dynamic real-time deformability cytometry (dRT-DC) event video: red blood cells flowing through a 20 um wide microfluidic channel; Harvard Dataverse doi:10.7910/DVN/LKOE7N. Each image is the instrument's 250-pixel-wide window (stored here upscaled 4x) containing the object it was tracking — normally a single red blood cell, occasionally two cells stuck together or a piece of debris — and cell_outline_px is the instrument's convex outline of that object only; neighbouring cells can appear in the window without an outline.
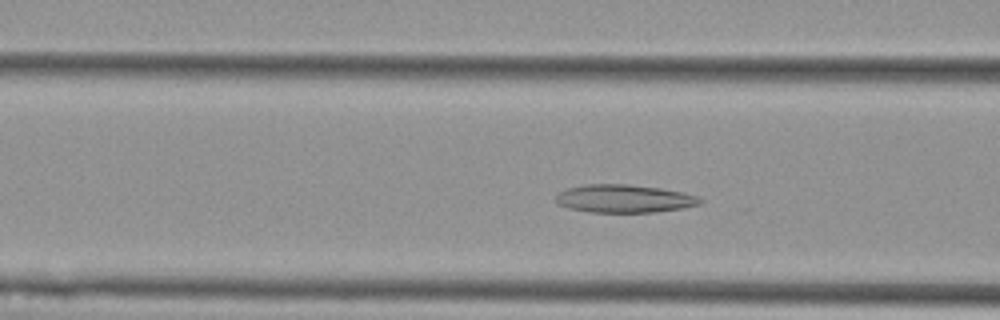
{"species": "Egyptian fruit bat (a non-hibernating species)", "species_latin": "Rousettus aegyptiacus", "temperature_condition": "cold", "stored_images_in_passage": 48, "camera_frame_rate_fps": 3000, "um_per_image_px": 0.085, "animal": {"sex": "female"}, "frame": {"image": 1, "passage_image": 15, "time_ms": 4.667, "image_size_px": [1000, 320], "cell_outline_px": [[704, 200], [700, 204], [684, 208], [656, 212], [588, 212], [568, 208], [560, 204], [556, 200], [556, 196], [560, 192], [568, 188], [584, 184], [628, 184], [660, 188], [684, 192], [700, 196]], "centroid_in_image_um": [53.12, 16.88], "position_along_channel_um": 113.5, "area_um2": 23.7}}
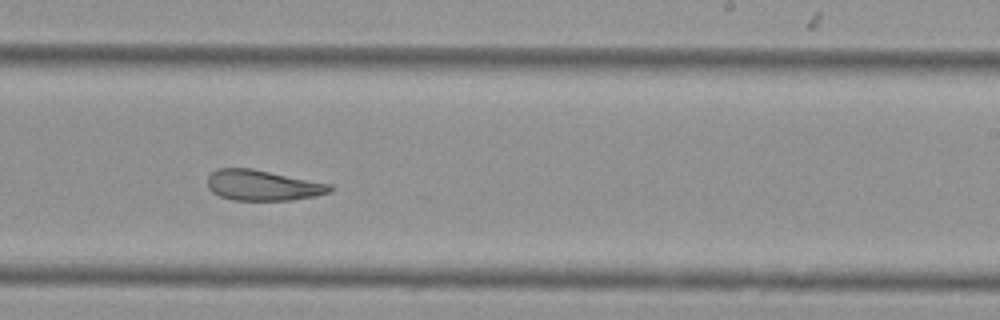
{"frame": {"image": 2, "passage_image": 28, "time_ms": 9.0, "image_size_px": [1000, 320], "cell_outline_px": [[336, 188], [332, 192], [292, 200], [232, 200], [220, 196], [212, 192], [208, 188], [208, 176], [216, 168], [252, 168], [332, 184]], "centroid_in_image_um": [22.35, 15.75], "position_along_channel_um": 266.6, "area_um2": 21.96}}
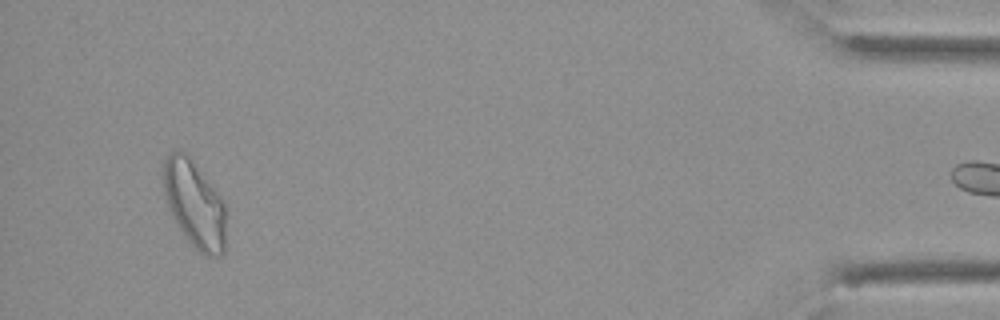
{"frame": {"image": 3, "passage_image": 47, "time_ms": 15.333, "image_size_px": [1000, 320], "cell_outline_px": [[228, 208], [224, 252], [220, 256], [204, 256], [188, 240], [172, 216], [168, 208], [164, 192], [164, 160], [168, 152], [180, 148], [188, 156], [220, 196]], "centroid_in_image_um": [16.57, 17.37], "position_along_channel_um": 418.6, "area_um2": 31.85}}